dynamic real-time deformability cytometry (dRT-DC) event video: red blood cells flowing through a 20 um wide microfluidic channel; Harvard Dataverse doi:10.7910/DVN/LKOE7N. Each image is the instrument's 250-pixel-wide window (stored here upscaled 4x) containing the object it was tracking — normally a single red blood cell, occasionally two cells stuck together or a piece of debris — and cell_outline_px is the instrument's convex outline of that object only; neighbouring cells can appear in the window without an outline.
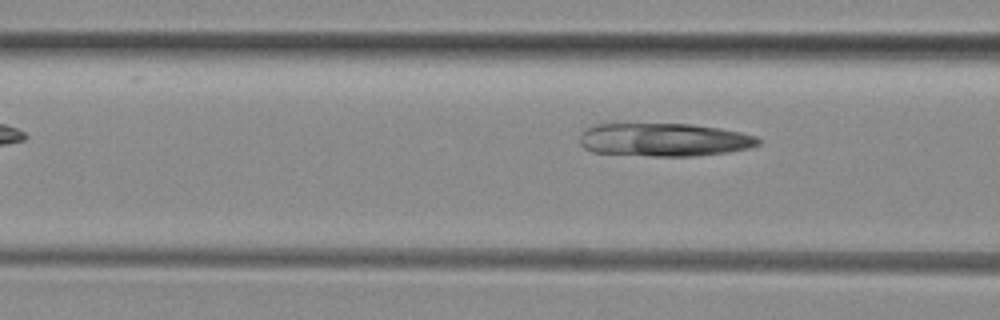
{"species": "common noctule bat (a hibernating species)", "species_latin": "Nyctalus noctula", "temperature_condition": "room temperature", "stored_images_in_passage": 4, "camera_frame_rate_fps": 3000, "um_per_image_px": 0.085, "animal": {"sex": "female", "body_mass_g": 29.2, "forearm_length_mm": 56.3}, "frame": {"image": 1, "passage_image": 4, "time_ms": 3.667, "image_size_px": [1000, 320], "cell_outline_px": [[760, 144], [748, 148], [728, 152], [692, 156], [652, 156], [592, 152], [584, 148], [580, 144], [580, 132], [584, 128], [592, 124], [616, 120], [692, 124], [720, 128], [740, 132], [756, 136], [760, 140]], "centroid_in_image_um": [56.3, 11.81], "position_along_channel_um": 110.3, "area_um2": 36.18}}